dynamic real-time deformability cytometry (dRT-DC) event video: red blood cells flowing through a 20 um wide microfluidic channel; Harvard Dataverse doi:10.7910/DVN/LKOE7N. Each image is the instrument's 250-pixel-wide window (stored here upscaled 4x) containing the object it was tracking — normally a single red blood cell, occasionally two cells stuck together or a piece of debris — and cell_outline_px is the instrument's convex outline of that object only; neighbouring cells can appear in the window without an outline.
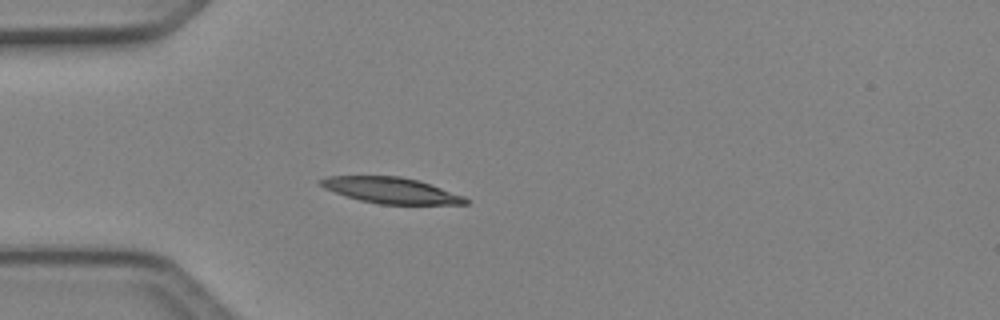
{"species": "Egyptian fruit bat (a non-hibernating species)", "species_latin": "Rousettus aegyptiacus", "temperature_condition": "cold", "stored_images_in_passage": 3, "camera_frame_rate_fps": 3000, "um_per_image_px": 0.085, "animal": {"sex": "female"}, "frame": {"image": 1, "passage_image": 3, "time_ms": 0.667, "image_size_px": [1000, 320], "cell_outline_px": [[468, 204], [380, 204], [360, 200], [324, 188], [316, 184], [316, 180], [328, 176], [400, 176], [416, 180], [464, 196], [468, 200]], "centroid_in_image_um": [33.17, 16.17], "position_along_channel_um": 51.8, "area_um2": 21.62}}